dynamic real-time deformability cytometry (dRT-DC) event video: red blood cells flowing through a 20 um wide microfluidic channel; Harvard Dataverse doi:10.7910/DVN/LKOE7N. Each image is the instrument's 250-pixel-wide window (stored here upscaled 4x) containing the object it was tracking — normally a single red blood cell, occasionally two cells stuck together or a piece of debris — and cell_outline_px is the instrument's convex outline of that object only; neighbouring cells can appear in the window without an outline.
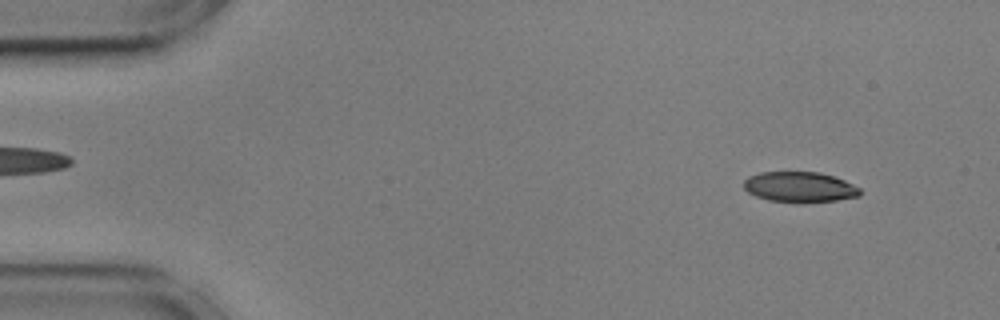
{"species": "common noctule bat (a hibernating species)", "species_latin": "Nyctalus noctula", "temperature_condition": "cold", "stored_images_in_passage": 54, "camera_frame_rate_fps": 3000, "um_per_image_px": 0.085, "animal": {"sex": "male", "body_mass_g": 17.9, "forearm_length_mm": 54.2}, "frame": {"image": 1, "passage_image": 4, "time_ms": 1.0, "image_size_px": [1000, 320], "cell_outline_px": [[860, 196], [836, 200], [804, 204], [768, 200], [756, 196], [748, 192], [744, 188], [744, 180], [748, 176], [760, 172], [820, 172], [844, 180], [860, 188]], "centroid_in_image_um": [67.96, 15.91], "position_along_channel_um": 17.0, "area_um2": 20.87}}
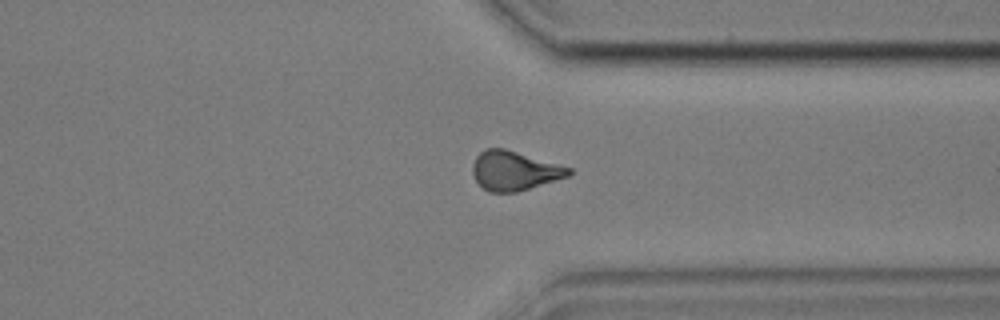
{"frame": {"image": 2, "passage_image": 41, "time_ms": 13.333, "image_size_px": [1000, 320], "cell_outline_px": [[572, 172], [568, 176], [516, 192], [488, 192], [476, 180], [472, 172], [472, 164], [476, 156], [480, 152], [488, 148], [504, 148], [572, 168]], "centroid_in_image_um": [43.7, 14.5], "position_along_channel_um": 367.7, "area_um2": 21.73}}
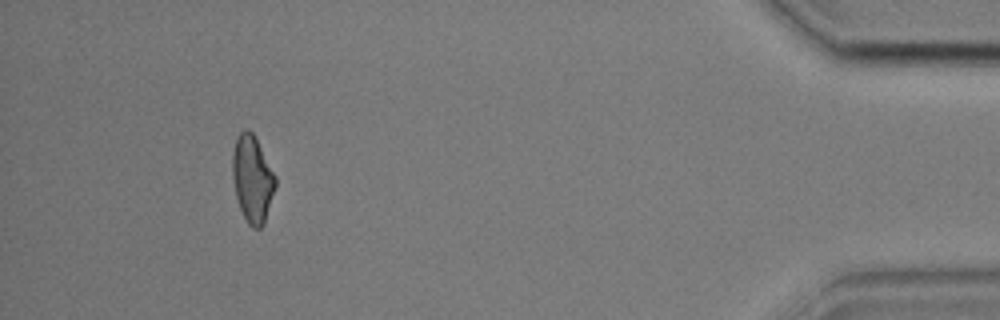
{"frame": {"image": 3, "passage_image": 50, "time_ms": 16.333, "image_size_px": [1000, 320], "cell_outline_px": [[276, 184], [264, 224], [260, 228], [252, 228], [248, 224], [240, 208], [236, 196], [232, 180], [232, 152], [236, 136], [244, 128], [248, 128], [256, 136], [276, 176]], "centroid_in_image_um": [21.44, 15.15], "position_along_channel_um": 413.8, "area_um2": 22.02}, "authors_computed_cell_mechanics": {"area_um2": 22.1374, "velocity_mm_per_s": 3.6006, "shape_relaxation_time_tau1_ms": 5.2241, "shape_relaxation_time_tau2_ms": 3.4268, "deformation_change_tau1": 0.1398, "deformation_change_tau2": 0.1101}}